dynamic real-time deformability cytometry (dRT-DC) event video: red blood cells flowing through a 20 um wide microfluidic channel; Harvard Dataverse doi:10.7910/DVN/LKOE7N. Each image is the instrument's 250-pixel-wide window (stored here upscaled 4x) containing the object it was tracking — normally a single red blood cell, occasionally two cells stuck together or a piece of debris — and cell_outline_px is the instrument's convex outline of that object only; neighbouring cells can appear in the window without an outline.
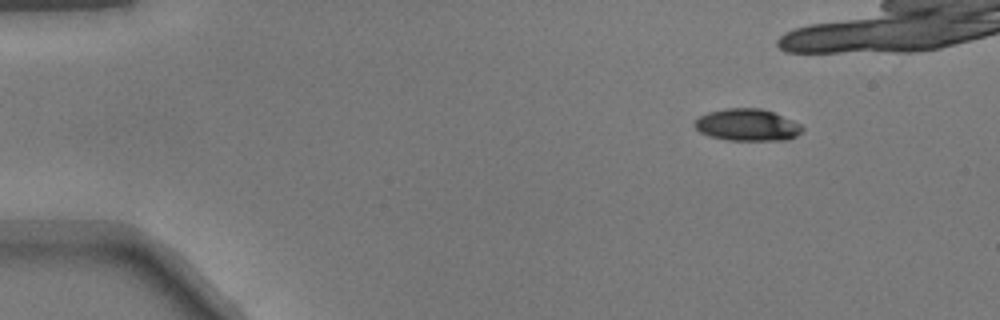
{"species": "common noctule bat (a hibernating species)", "species_latin": "Nyctalus noctula", "temperature_condition": "warm", "stored_images_in_passage": 40, "camera_frame_rate_fps": 3000, "um_per_image_px": 0.085, "animal": {"sex": "male", "body_mass_g": 17.9}, "frame": {"image": 1, "passage_image": 6, "time_ms": 1.667, "image_size_px": [1000, 320], "cell_outline_px": [[804, 128], [796, 136], [788, 140], [728, 140], [708, 136], [700, 132], [692, 124], [700, 116], [708, 112], [728, 108], [760, 108], [772, 112], [800, 124]], "centroid_in_image_um": [63.49, 10.63], "position_along_channel_um": 21.5, "area_um2": 19.94}}
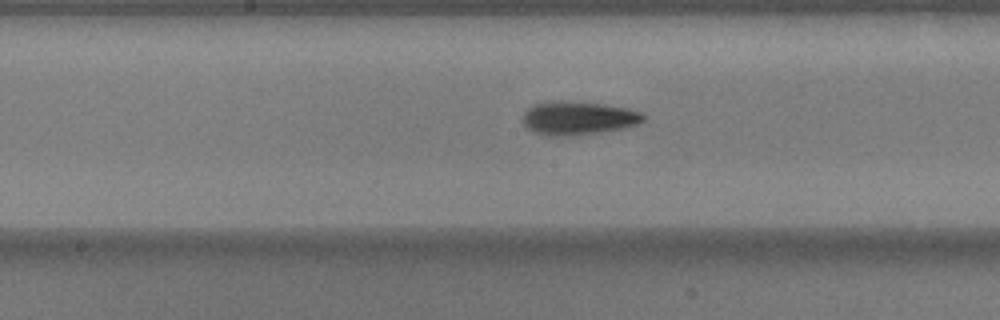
{"frame": {"image": 2, "passage_image": 26, "time_ms": 8.333, "image_size_px": [1000, 320], "cell_outline_px": [[644, 120], [636, 124], [624, 128], [600, 132], [568, 136], [548, 136], [536, 132], [528, 128], [524, 124], [524, 112], [528, 108], [544, 100], [560, 100], [600, 104], [628, 108], [640, 112], [644, 116]], "centroid_in_image_um": [49.12, 10.03], "position_along_channel_um": 199.1, "area_um2": 23.41}}
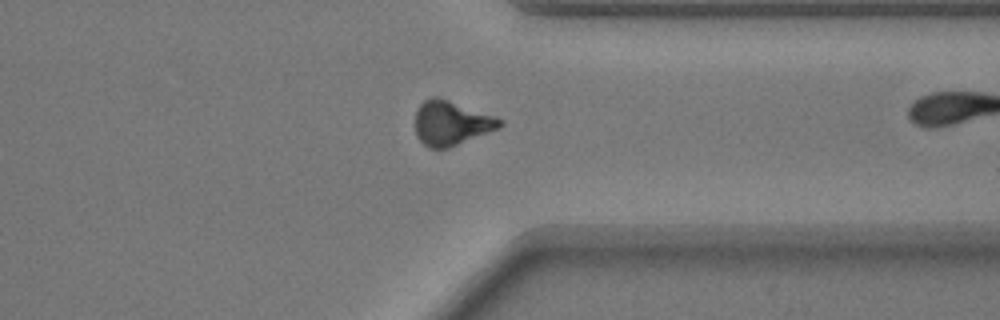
{"frame": {"image": 3, "passage_image": 39, "time_ms": 12.667, "image_size_px": [1000, 320], "cell_outline_px": [[504, 124], [500, 128], [448, 148], [428, 148], [416, 136], [416, 112], [420, 104], [424, 100], [432, 96], [440, 96], [504, 120]], "centroid_in_image_um": [38.36, 10.45], "position_along_channel_um": 373.0, "area_um2": 21.96}}